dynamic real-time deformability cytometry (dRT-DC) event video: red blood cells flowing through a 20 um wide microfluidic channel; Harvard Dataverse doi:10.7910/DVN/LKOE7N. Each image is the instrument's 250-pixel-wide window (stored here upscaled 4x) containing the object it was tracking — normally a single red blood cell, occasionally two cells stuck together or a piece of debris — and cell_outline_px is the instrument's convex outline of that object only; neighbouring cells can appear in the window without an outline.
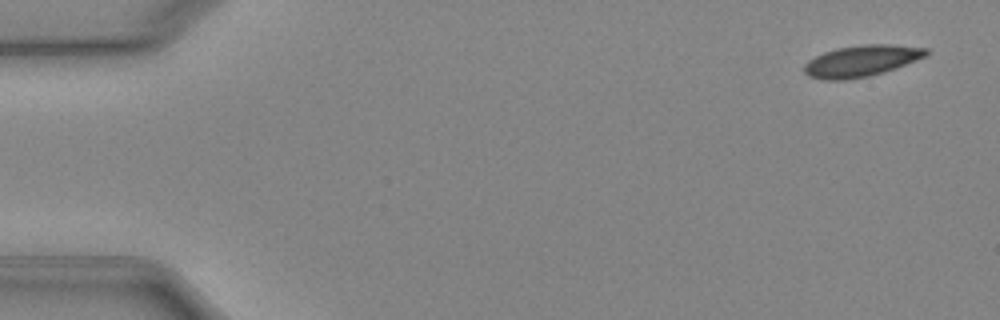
{"species": "Egyptian fruit bat (a non-hibernating species)", "species_latin": "Rousettus aegyptiacus", "temperature_condition": "cold", "stored_images_in_passage": 7, "camera_frame_rate_fps": 3000, "um_per_image_px": 0.085, "animal": {"sex": "female"}, "frame": {"image": 1, "passage_image": 1, "time_ms": 0.0, "image_size_px": [1000, 320], "cell_outline_px": [[928, 56], [896, 68], [884, 72], [868, 76], [844, 80], [820, 80], [808, 76], [804, 72], [804, 64], [808, 60], [824, 52], [836, 48], [860, 44], [892, 44], [928, 48]], "centroid_in_image_um": [73.22, 5.17], "position_along_channel_um": 11.8, "area_um2": 22.54}}
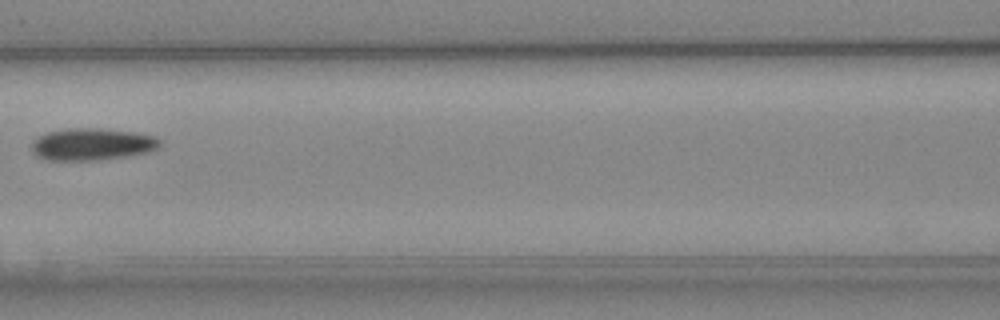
{"frame": {"image": 2, "passage_image": 6, "time_ms": 7.0, "image_size_px": [1000, 320], "cell_outline_px": [[160, 144], [156, 148], [148, 152], [128, 156], [100, 160], [44, 160], [36, 156], [32, 152], [32, 144], [40, 136], [48, 132], [68, 128], [100, 128], [136, 132], [156, 136], [160, 140]], "centroid_in_image_um": [7.84, 12.26], "position_along_channel_um": 158.8, "area_um2": 24.04}}
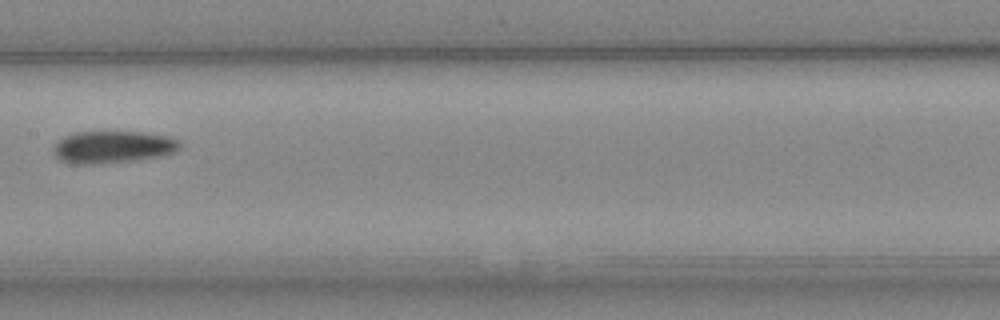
{"frame": {"image": 3, "passage_image": 7, "time_ms": 8.0, "image_size_px": [1000, 320], "cell_outline_px": [[180, 148], [176, 152], [160, 156], [136, 160], [92, 164], [76, 164], [60, 160], [52, 152], [52, 148], [56, 140], [64, 136], [76, 132], [140, 132], [168, 136], [180, 140]], "centroid_in_image_um": [9.57, 12.49], "position_along_channel_um": 197.8, "area_um2": 23.87}}